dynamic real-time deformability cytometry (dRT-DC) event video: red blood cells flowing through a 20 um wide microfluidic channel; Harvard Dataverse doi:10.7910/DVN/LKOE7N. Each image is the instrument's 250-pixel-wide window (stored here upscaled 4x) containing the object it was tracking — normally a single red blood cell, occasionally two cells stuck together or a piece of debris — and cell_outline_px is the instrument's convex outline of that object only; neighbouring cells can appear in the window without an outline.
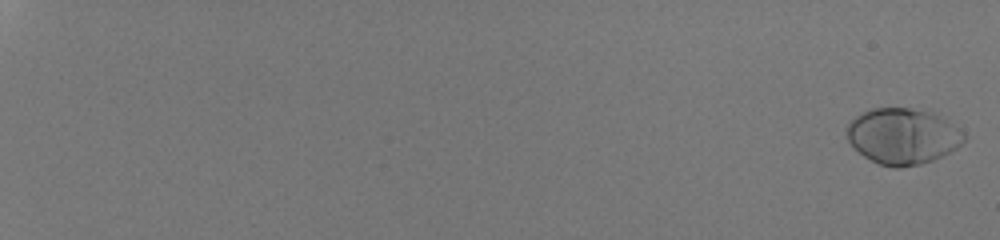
{"species": "human", "species_latin": "Homo sapiens", "temperature_condition": "room temperature", "stored_images_in_passage": 55, "camera_frame_rate_fps": 3000, "um_per_image_px": 0.085, "donor": {"sex": "male"}, "frame": {"image": 1, "passage_image": 1, "time_ms": 0.0, "image_size_px": [1000, 240], "cell_outline_px": [[968, 136], [956, 148], [932, 160], [920, 164], [900, 168], [896, 168], [880, 164], [864, 156], [848, 140], [844, 128], [860, 112], [872, 108], [912, 108], [932, 112], [940, 116], [964, 132]], "centroid_in_image_um": [76.72, 11.56], "position_along_channel_um": 8.3, "area_um2": 38.09}}
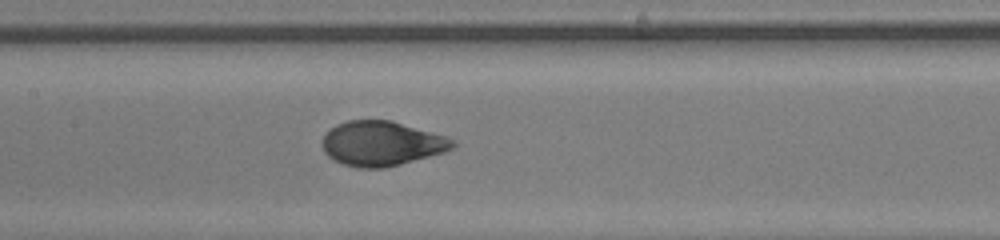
{"frame": {"image": 2, "passage_image": 33, "time_ms": 10.667, "image_size_px": [1000, 240], "cell_outline_px": [[456, 144], [452, 148], [444, 152], [400, 164], [384, 168], [360, 168], [344, 164], [328, 156], [324, 152], [320, 144], [320, 140], [336, 124], [348, 120], [392, 120], [444, 136], [456, 140]], "centroid_in_image_um": [32.41, 12.19], "position_along_channel_um": 175.0, "area_um2": 33.81}}
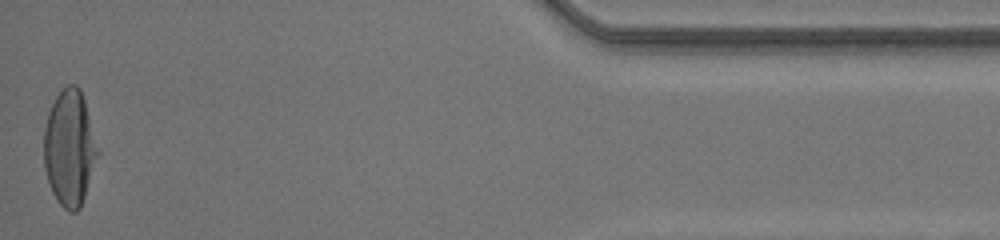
{"frame": {"image": 3, "passage_image": 55, "time_ms": 18.0, "image_size_px": [1000, 240], "cell_outline_px": [[100, 152], [80, 208], [76, 212], [68, 212], [56, 200], [52, 192], [44, 168], [44, 128], [48, 112], [56, 96], [68, 84], [76, 84], [80, 88], [84, 100]], "centroid_in_image_um": [5.91, 12.59], "position_along_channel_um": 429.3, "area_um2": 36.36}, "authors_computed_cell_mechanics": {"area_um2": 35.2002, "velocity_mm_per_s": 4.218, "shape_relaxation_time_tau1_ms": 3.0968, "shape_relaxation_time_tau2_ms": null, "deformation_change_tau1": 0.2079, "deformation_change_tau2": null}}